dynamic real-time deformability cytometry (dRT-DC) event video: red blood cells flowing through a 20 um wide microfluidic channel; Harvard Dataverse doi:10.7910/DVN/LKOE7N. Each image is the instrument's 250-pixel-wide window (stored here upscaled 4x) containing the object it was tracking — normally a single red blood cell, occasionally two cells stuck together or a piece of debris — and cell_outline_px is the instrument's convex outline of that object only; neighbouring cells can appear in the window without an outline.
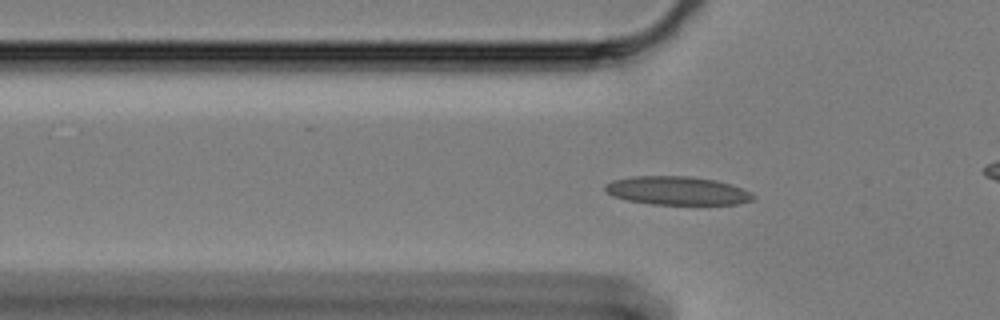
{"species": "Egyptian fruit bat (a non-hibernating species)", "species_latin": "Rousettus aegyptiacus", "temperature_condition": "cold", "stored_images_in_passage": 51, "camera_frame_rate_fps": 3000, "um_per_image_px": 0.085, "animal": {"sex": "female"}, "frame": {"image": 1, "passage_image": 9, "time_ms": 2.667, "image_size_px": [1000, 320], "cell_outline_px": [[756, 196], [752, 200], [740, 204], [652, 204], [628, 200], [612, 196], [604, 192], [604, 184], [612, 180], [632, 176], [688, 176], [716, 180], [752, 192]], "centroid_in_image_um": [57.52, 16.2], "position_along_channel_um": 68.3, "area_um2": 24.62}}
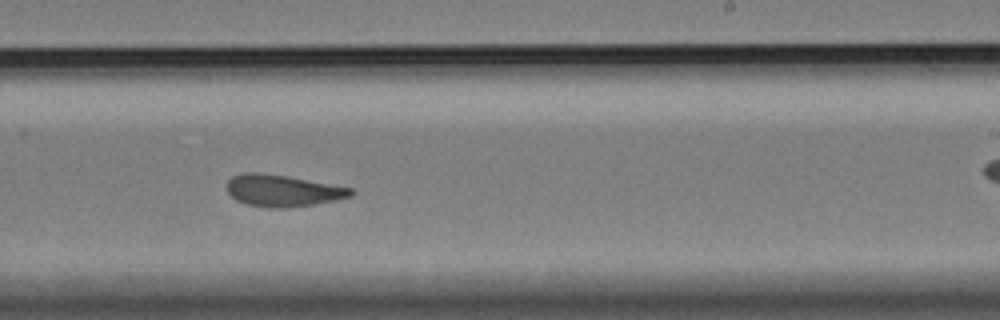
{"frame": {"image": 2, "passage_image": 27, "time_ms": 8.667, "image_size_px": [1000, 320], "cell_outline_px": [[356, 192], [352, 196], [336, 200], [288, 208], [268, 208], [248, 204], [236, 200], [228, 192], [228, 180], [232, 176], [244, 172], [260, 172], [288, 176], [352, 188]], "centroid_in_image_um": [24.04, 16.2], "position_along_channel_um": 265.0, "area_um2": 22.95}}
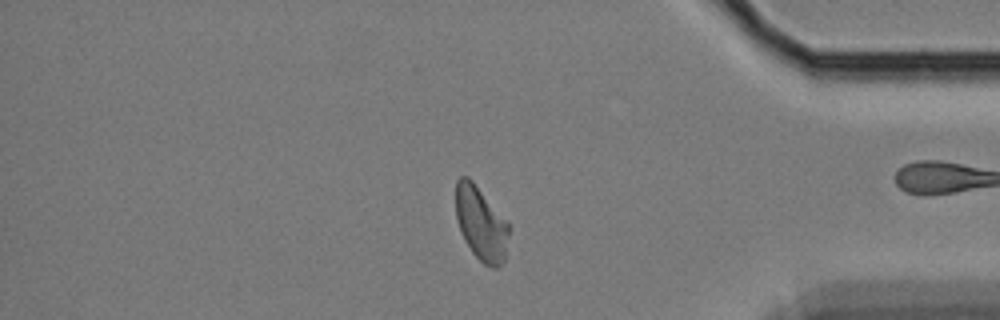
{"frame": {"image": 3, "passage_image": 41, "time_ms": 13.333, "image_size_px": [1000, 320], "cell_outline_px": [[508, 236], [504, 260], [500, 268], [496, 268], [484, 264], [472, 252], [464, 240], [460, 232], [456, 220], [456, 180], [460, 176], [468, 176], [472, 180], [508, 224]], "centroid_in_image_um": [40.84, 19.01], "position_along_channel_um": 394.4, "area_um2": 22.54}, "authors_computed_cell_mechanics": {"area_um2": 23.0622, "velocity_mm_per_s": 3.2837, "shape_relaxation_time_tau1_ms": null, "shape_relaxation_time_tau2_ms": 2.3918, "deformation_change_tau1": null, "deformation_change_tau2": 0.0793}}